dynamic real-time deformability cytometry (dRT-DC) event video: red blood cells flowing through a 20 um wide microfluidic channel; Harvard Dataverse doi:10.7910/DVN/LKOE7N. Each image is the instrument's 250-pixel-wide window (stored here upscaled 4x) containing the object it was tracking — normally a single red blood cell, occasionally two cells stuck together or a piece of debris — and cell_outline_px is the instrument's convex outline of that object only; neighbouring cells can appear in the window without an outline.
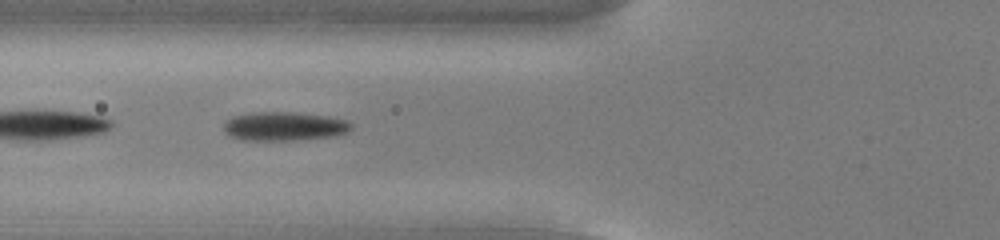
{"species": "common noctule bat (a hibernating species)", "species_latin": "Nyctalus noctula", "temperature_condition": "cold", "stored_images_in_passage": 55, "camera_frame_rate_fps": 3000, "um_per_image_px": 0.085, "animal": {"sex": "male", "body_mass_g": 13.0, "forearm_length_mm": 53.1}, "frame": {"image": 1, "passage_image": 21, "time_ms": 6.667, "image_size_px": [1000, 240], "cell_outline_px": [[352, 128], [348, 132], [332, 136], [292, 140], [240, 140], [224, 132], [224, 124], [232, 116], [252, 112], [292, 112], [328, 116], [348, 120], [352, 124]], "centroid_in_image_um": [24.16, 10.73], "position_along_channel_um": 101.6, "area_um2": 21.44}}
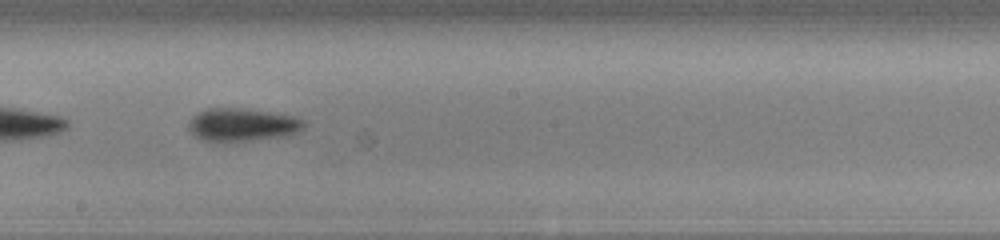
{"frame": {"image": 2, "passage_image": 31, "time_ms": 10.0, "image_size_px": [1000, 240], "cell_outline_px": [[308, 124], [304, 128], [296, 132], [284, 136], [252, 140], [204, 140], [196, 136], [188, 128], [188, 124], [192, 116], [196, 112], [208, 108], [244, 108], [272, 112], [292, 116], [304, 120]], "centroid_in_image_um": [20.61, 10.57], "position_along_channel_um": 227.6, "area_um2": 21.96}}
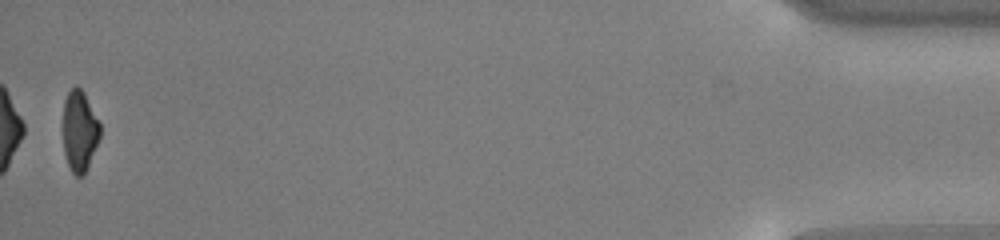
{"frame": {"image": 3, "passage_image": 54, "time_ms": 17.667, "image_size_px": [1000, 240], "cell_outline_px": [[100, 136], [88, 168], [84, 176], [76, 176], [72, 172], [68, 164], [64, 152], [64, 100], [68, 92], [76, 84], [84, 92], [100, 124]], "centroid_in_image_um": [6.77, 11.15], "position_along_channel_um": 428.4, "area_um2": 17.34}, "authors_computed_cell_mechanics": {"area_um2": 21.4438, "velocity_mm_per_s": 3.7731, "shape_relaxation_time_tau1_ms": 2.5318, "shape_relaxation_time_tau2_ms": null, "deformation_change_tau1": 0.1347, "deformation_change_tau2": null}}